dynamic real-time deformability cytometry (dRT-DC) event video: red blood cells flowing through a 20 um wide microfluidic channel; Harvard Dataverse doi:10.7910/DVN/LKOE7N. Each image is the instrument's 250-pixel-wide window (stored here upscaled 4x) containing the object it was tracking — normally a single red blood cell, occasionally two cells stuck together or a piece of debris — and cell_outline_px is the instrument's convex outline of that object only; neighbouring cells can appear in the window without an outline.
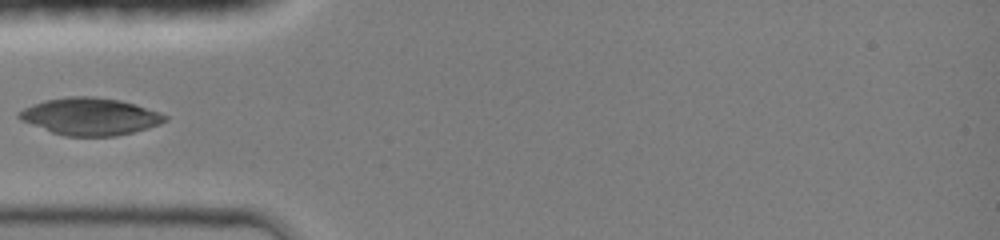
{"species": "common noctule bat (a hibernating species)", "species_latin": "Nyctalus noctula", "temperature_condition": "room temperature", "stored_images_in_passage": 39, "camera_frame_rate_fps": 3000, "um_per_image_px": 0.085, "animal": {"sex": "female", "body_mass_g": 19.0, "forearm_length_mm": 51.5}, "frame": {"image": 1, "passage_image": 1, "time_ms": 0.0, "image_size_px": [1000, 240], "cell_outline_px": [[168, 120], [160, 124], [148, 128], [116, 136], [64, 136], [52, 132], [20, 120], [16, 116], [24, 108], [32, 104], [44, 100], [68, 96], [92, 96], [120, 100], [160, 112], [168, 116]], "centroid_in_image_um": [7.66, 9.9], "position_along_channel_um": 77.3, "area_um2": 31.62}}
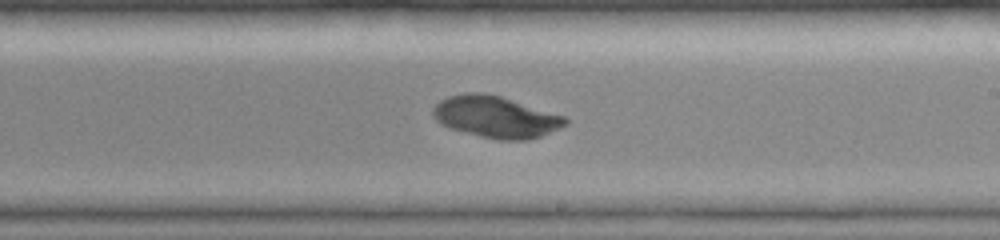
{"frame": {"image": 2, "passage_image": 19, "time_ms": 4.0, "image_size_px": [1000, 240], "cell_outline_px": [[568, 124], [560, 128], [540, 136], [528, 140], [500, 140], [480, 136], [448, 128], [436, 120], [432, 116], [432, 108], [440, 100], [448, 96], [464, 92], [484, 92], [500, 96], [564, 116], [568, 120]], "centroid_in_image_um": [42.11, 9.93], "position_along_channel_um": 246.9, "area_um2": 32.14}}
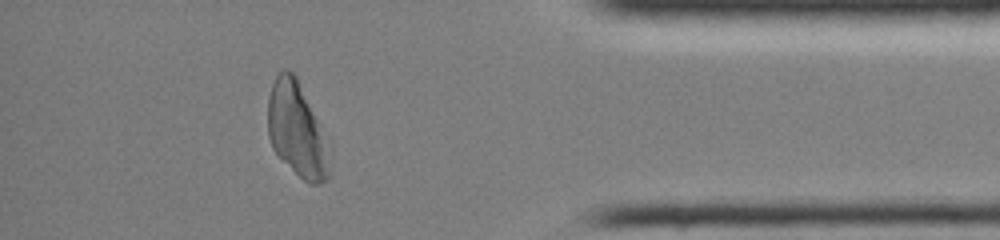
{"frame": {"image": 3, "passage_image": 35, "time_ms": 8.333, "image_size_px": [1000, 240], "cell_outline_px": [[332, 148], [328, 180], [316, 184], [308, 184], [272, 148], [268, 136], [268, 96], [272, 84], [276, 76], [284, 68], [288, 68], [296, 76]], "centroid_in_image_um": [25.27, 11.04], "position_along_channel_um": 409.9, "area_um2": 34.1}}